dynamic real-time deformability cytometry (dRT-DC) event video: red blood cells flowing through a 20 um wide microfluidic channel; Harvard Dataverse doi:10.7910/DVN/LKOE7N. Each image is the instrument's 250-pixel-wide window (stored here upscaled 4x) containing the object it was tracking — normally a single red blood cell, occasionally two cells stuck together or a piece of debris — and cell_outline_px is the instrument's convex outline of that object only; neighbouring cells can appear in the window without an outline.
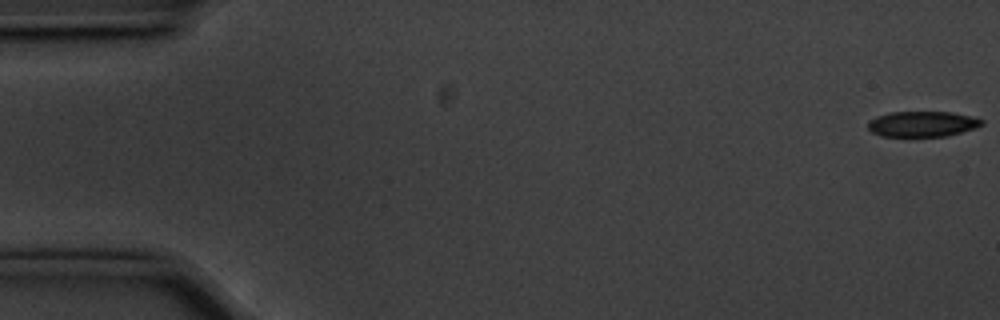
{"species": "common noctule bat (a hibernating species)", "species_latin": "Nyctalus noctula", "temperature_condition": "cold", "stored_images_in_passage": 56, "camera_frame_rate_fps": 3000, "um_per_image_px": 0.085, "animal": {"sex": "male", "body_mass_g": 20.1, "forearm_length_mm": 53.5}, "frame": {"image": 1, "passage_image": 1, "time_ms": 0.0, "image_size_px": [1000, 320], "cell_outline_px": [[984, 124], [948, 136], [880, 136], [872, 132], [868, 128], [868, 120], [876, 116], [892, 112], [948, 112], [968, 116], [984, 120]], "centroid_in_image_um": [78.34, 10.54], "position_along_channel_um": 6.7, "area_um2": 16.7}}
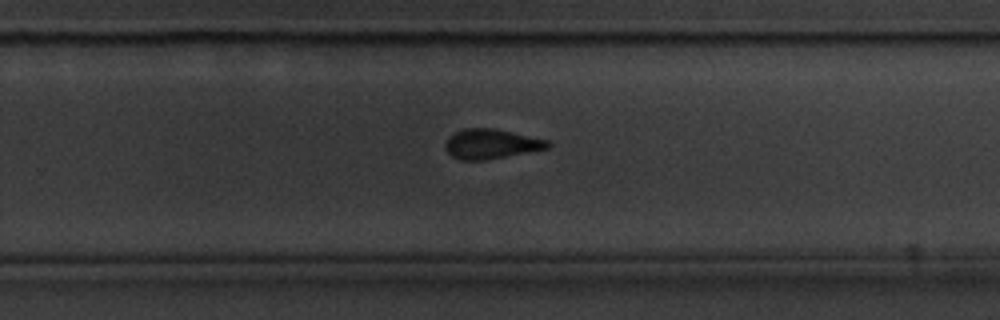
{"frame": {"image": 2, "passage_image": 36, "time_ms": 11.667, "image_size_px": [1000, 320], "cell_outline_px": [[552, 144], [548, 148], [484, 160], [460, 160], [452, 156], [444, 148], [444, 144], [448, 136], [464, 128], [492, 128], [548, 140]], "centroid_in_image_um": [41.7, 12.23], "position_along_channel_um": 288.1, "area_um2": 17.57}}
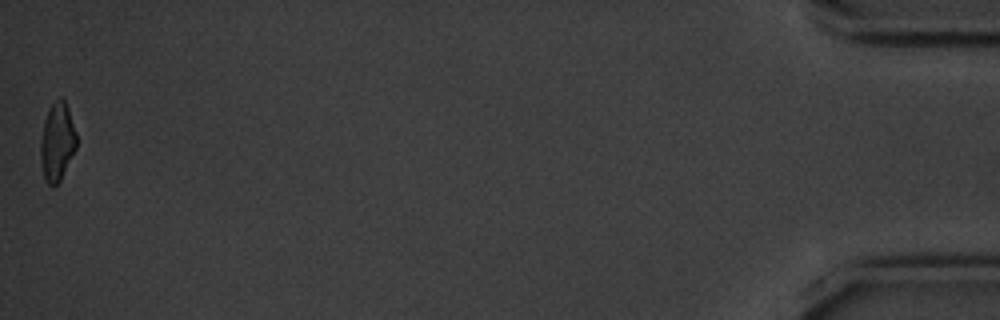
{"frame": {"image": 3, "passage_image": 56, "time_ms": 18.333, "image_size_px": [1000, 320], "cell_outline_px": [[76, 148], [60, 180], [52, 188], [44, 180], [40, 160], [40, 140], [44, 120], [52, 104], [60, 96], [64, 100], [68, 108], [76, 132]], "centroid_in_image_um": [4.84, 12.08], "position_along_channel_um": 430.4, "area_um2": 16.36}, "authors_computed_cell_mechanics": {"area_um2": 18.1781, "velocity_mm_per_s": 3.5727, "shape_relaxation_time_tau1_ms": 3.5986, "shape_relaxation_time_tau2_ms": 2.5388, "deformation_change_tau1": 0.1292, "deformation_change_tau2": 0.1032}}